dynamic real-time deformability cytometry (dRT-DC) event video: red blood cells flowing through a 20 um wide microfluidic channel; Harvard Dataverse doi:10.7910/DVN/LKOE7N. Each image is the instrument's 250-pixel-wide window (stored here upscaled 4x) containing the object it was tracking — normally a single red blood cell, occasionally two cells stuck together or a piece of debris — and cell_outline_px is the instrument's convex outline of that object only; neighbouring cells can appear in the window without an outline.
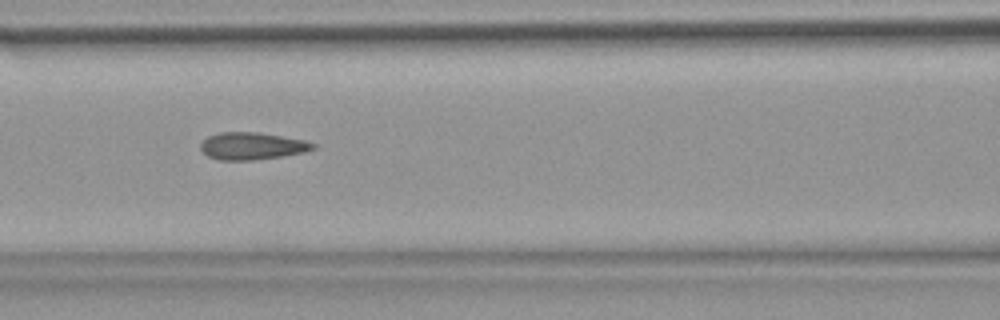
{"species": "common noctule bat (a hibernating species)", "species_latin": "Nyctalus noctula", "temperature_condition": "warm", "stored_images_in_passage": 7, "camera_frame_rate_fps": 3000, "um_per_image_px": 0.085, "animal": {"sex": "female", "body_mass_g": 18.4}, "frame": {"image": 1, "passage_image": 6, "time_ms": 1.667, "image_size_px": [1000, 320], "cell_outline_px": [[316, 148], [304, 152], [280, 156], [252, 160], [220, 160], [208, 156], [200, 148], [200, 144], [208, 136], [220, 132], [256, 132], [304, 140], [316, 144]], "centroid_in_image_um": [21.41, 12.41], "position_along_channel_um": 145.2, "area_um2": 17.63}}